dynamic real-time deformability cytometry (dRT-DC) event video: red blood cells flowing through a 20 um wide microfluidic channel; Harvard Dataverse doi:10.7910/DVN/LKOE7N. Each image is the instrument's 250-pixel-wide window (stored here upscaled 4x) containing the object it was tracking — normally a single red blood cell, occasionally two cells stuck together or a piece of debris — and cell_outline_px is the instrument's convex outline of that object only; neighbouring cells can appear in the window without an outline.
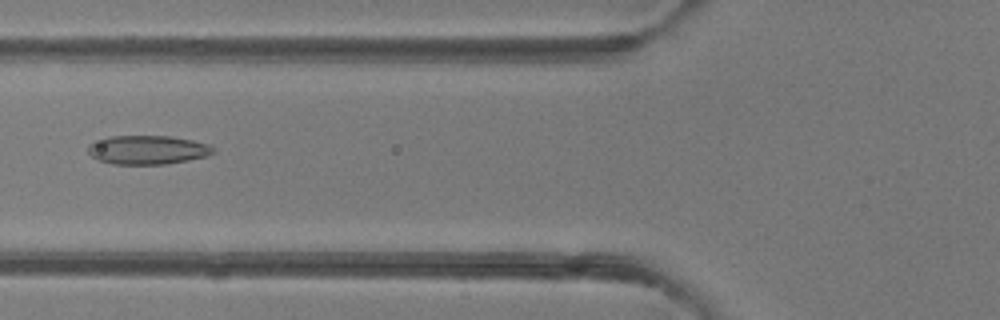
{"species": "common noctule bat (a hibernating species)", "species_latin": "Nyctalus noctula", "temperature_condition": "room temperature", "stored_images_in_passage": 7, "camera_frame_rate_fps": 3000, "um_per_image_px": 0.085, "animal": {"sex": "female"}, "frame": {"image": 1, "passage_image": 6, "time_ms": 6.0, "image_size_px": [1000, 320], "cell_outline_px": [[216, 152], [208, 156], [188, 160], [164, 164], [112, 164], [100, 160], [92, 156], [88, 152], [88, 144], [108, 136], [168, 136], [192, 140], [208, 144], [216, 148]], "centroid_in_image_um": [12.57, 12.73], "position_along_channel_um": 113.2, "area_um2": 21.1}}
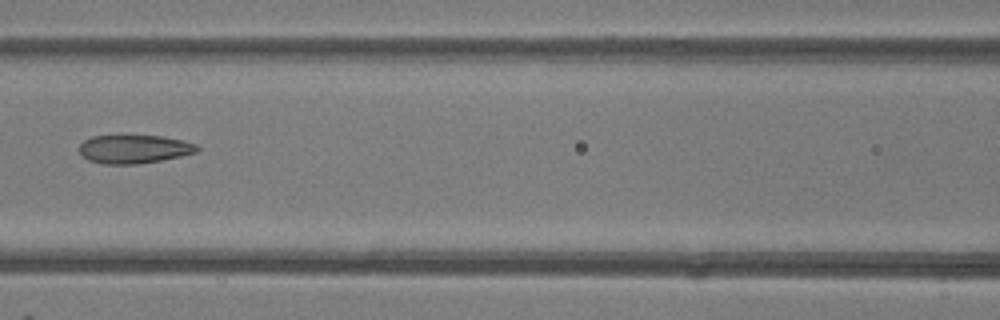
{"frame": {"image": 2, "passage_image": 7, "time_ms": 7.0, "image_size_px": [1000, 320], "cell_outline_px": [[200, 148], [196, 152], [180, 156], [160, 160], [136, 164], [104, 164], [88, 160], [80, 156], [80, 144], [84, 140], [92, 136], [120, 132], [164, 136], [184, 140], [196, 144]], "centroid_in_image_um": [11.35, 12.61], "position_along_channel_um": 155.3, "area_um2": 20.58}}